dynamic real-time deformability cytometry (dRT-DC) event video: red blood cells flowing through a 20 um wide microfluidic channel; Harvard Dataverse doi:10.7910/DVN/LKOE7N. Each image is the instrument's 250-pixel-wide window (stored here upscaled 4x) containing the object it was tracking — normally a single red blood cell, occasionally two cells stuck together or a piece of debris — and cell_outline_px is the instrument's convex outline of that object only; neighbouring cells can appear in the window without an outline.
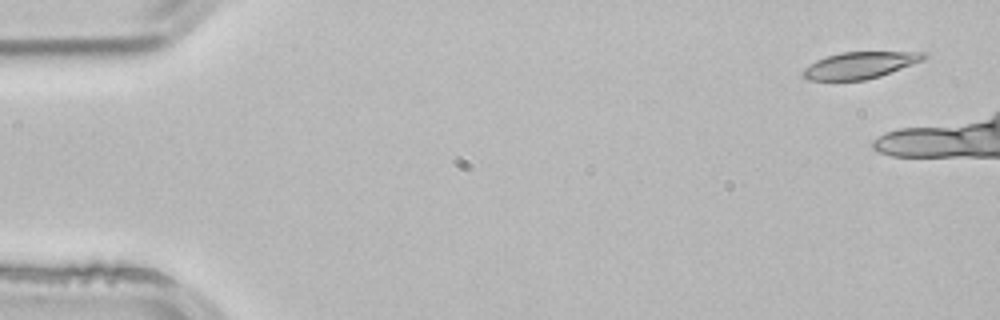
{"species": "common noctule bat (a hibernating species)", "species_latin": "Nyctalus noctula", "temperature_condition": "room temperature", "stored_images_in_passage": 3, "camera_frame_rate_fps": 3000, "um_per_image_px": 0.085, "animal": {"sex": "male", "body_mass_g": 21.5, "forearm_length_mm": 52.0}, "frame": {"image": 1, "passage_image": 1, "time_ms": 0.0, "image_size_px": [1000, 320], "cell_outline_px": [[928, 56], [924, 60], [880, 76], [864, 80], [808, 80], [800, 76], [800, 72], [804, 68], [816, 60], [840, 52], [928, 52]], "centroid_in_image_um": [73.07, 5.54], "position_along_channel_um": 11.9, "area_um2": 18.84}}